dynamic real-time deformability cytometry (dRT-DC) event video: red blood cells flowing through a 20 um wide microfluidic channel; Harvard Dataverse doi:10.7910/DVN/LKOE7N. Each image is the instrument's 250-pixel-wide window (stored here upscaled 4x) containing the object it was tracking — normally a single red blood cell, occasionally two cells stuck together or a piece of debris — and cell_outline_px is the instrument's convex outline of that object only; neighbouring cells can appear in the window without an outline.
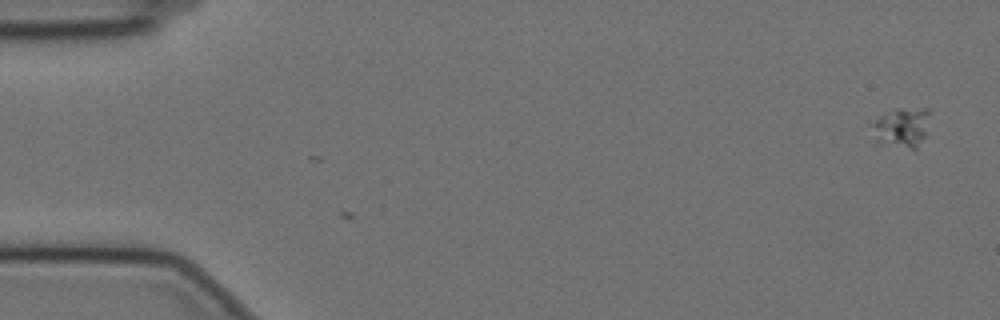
{"species": "Egyptian fruit bat (a non-hibernating species)", "species_latin": "Rousettus aegyptiacus", "temperature_condition": "cold", "stored_images_in_passage": 4, "camera_frame_rate_fps": 3000, "um_per_image_px": 0.085, "animal": {"sex": "female"}, "frame": {"image": 1, "passage_image": 1, "time_ms": 0.0, "image_size_px": [1000, 320], "cell_outline_px": [[928, 112], [924, 136], [916, 152], [872, 144], [872, 124], [880, 116], [896, 108], [928, 108]], "centroid_in_image_um": [76.56, 10.94], "position_along_channel_um": 8.4, "area_um2": 14.1}}